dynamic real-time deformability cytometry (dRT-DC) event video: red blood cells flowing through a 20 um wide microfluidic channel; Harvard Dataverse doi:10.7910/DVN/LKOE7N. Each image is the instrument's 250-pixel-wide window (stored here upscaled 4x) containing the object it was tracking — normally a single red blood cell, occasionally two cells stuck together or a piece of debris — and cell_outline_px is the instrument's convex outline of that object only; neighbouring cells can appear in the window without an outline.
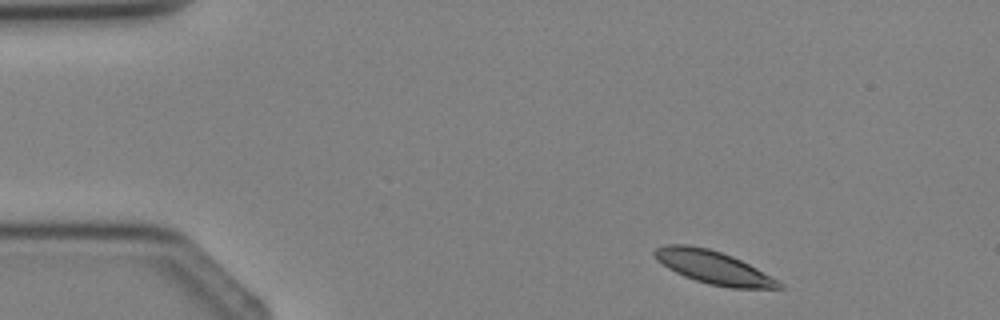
{"species": "Egyptian fruit bat (a non-hibernating species)", "species_latin": "Rousettus aegyptiacus", "temperature_condition": "cold", "stored_images_in_passage": 3, "camera_frame_rate_fps": 3000, "um_per_image_px": 0.085, "animal": {"sex": "female"}, "frame": {"image": 1, "passage_image": 1, "time_ms": 0.0, "image_size_px": [1000, 320], "cell_outline_px": [[784, 288], [728, 288], [708, 284], [684, 276], [668, 268], [656, 260], [652, 252], [656, 248], [664, 244], [688, 244], [708, 248], [732, 256], [756, 268], [784, 284]], "centroid_in_image_um": [60.59, 22.72], "position_along_channel_um": 24.4, "area_um2": 23.87}}